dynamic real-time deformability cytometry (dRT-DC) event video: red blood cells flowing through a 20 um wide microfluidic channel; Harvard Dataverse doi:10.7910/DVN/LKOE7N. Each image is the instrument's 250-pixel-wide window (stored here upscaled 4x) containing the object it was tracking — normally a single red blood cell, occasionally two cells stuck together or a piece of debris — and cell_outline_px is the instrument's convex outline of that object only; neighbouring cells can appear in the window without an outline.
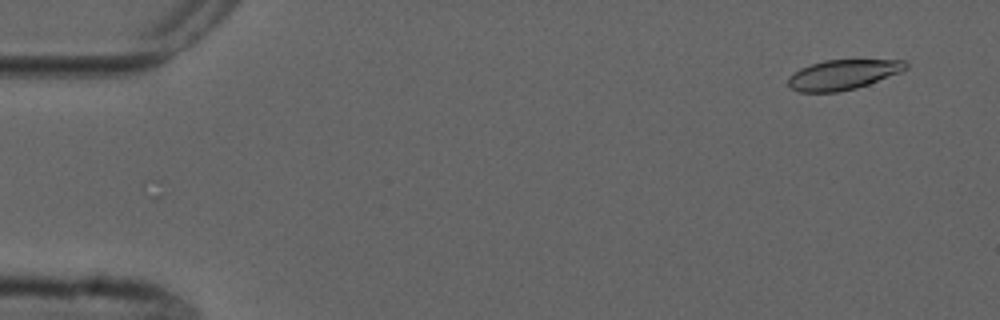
{"species": "common noctule bat (a hibernating species)", "species_latin": "Nyctalus noctula", "temperature_condition": "cold", "stored_images_in_passage": 6, "segment_of_instrument_passage": [1, 2], "camera_frame_rate_fps": 3000, "um_per_image_px": 0.085, "animal": {"sex": "male", "forearm_length_mm": 52.5}, "frame": {"image": 1, "passage_image": 1, "time_ms": 0.0, "image_size_px": [1000, 320], "cell_outline_px": [[908, 68], [900, 72], [868, 84], [856, 88], [840, 92], [800, 92], [788, 88], [788, 76], [800, 68], [824, 60], [904, 60], [908, 64]], "centroid_in_image_um": [71.61, 6.35], "position_along_channel_um": 13.4, "area_um2": 20.52}}